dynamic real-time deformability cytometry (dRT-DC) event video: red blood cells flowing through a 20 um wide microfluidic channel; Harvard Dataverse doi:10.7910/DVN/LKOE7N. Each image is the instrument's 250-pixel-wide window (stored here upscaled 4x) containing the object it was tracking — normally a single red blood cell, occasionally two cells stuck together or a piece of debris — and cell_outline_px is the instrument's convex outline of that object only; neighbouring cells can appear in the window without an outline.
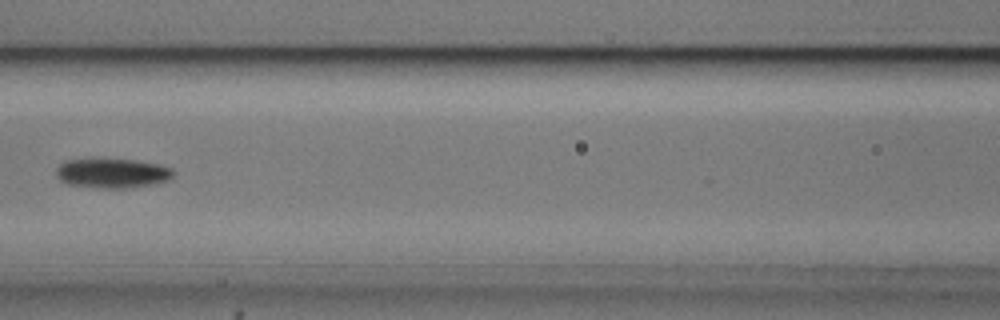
{"species": "common noctule bat (a hibernating species)", "species_latin": "Nyctalus noctula", "temperature_condition": "cold", "stored_images_in_passage": 4, "camera_frame_rate_fps": 3000, "um_per_image_px": 0.085, "animal": {"sex": "male", "body_mass_g": 20.5, "forearm_length_mm": 52.5}, "frame": {"image": 1, "passage_image": 4, "time_ms": 3.333, "image_size_px": [1000, 320], "cell_outline_px": [[172, 176], [168, 180], [148, 184], [124, 188], [104, 188], [68, 184], [60, 180], [56, 176], [56, 168], [64, 160], [92, 156], [136, 160], [160, 164], [172, 168]], "centroid_in_image_um": [9.45, 14.66], "position_along_channel_um": 157.1, "area_um2": 20.75}}